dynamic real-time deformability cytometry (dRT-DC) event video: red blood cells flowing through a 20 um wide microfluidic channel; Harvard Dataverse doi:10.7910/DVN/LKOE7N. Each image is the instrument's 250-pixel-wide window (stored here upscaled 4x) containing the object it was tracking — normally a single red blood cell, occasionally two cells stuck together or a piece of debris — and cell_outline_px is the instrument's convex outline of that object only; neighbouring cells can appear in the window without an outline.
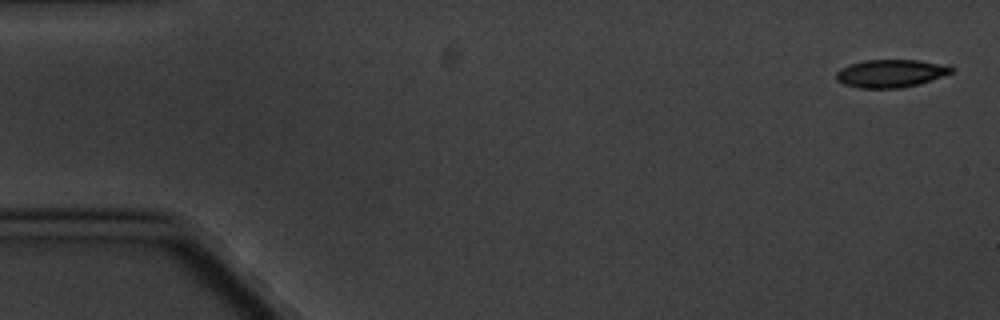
{"species": "common noctule bat (a hibernating species)", "species_latin": "Nyctalus noctula", "temperature_condition": "cold", "stored_images_in_passage": 6, "camera_frame_rate_fps": 3000, "um_per_image_px": 0.085, "animal": {"sex": "male", "body_mass_g": 20.1, "forearm_length_mm": 53.5}, "frame": {"image": 1, "passage_image": 1, "time_ms": 0.0, "image_size_px": [1000, 320], "cell_outline_px": [[952, 72], [904, 88], [860, 88], [844, 84], [836, 80], [836, 72], [840, 68], [848, 64], [864, 60], [916, 60], [936, 64], [952, 68]], "centroid_in_image_um": [75.57, 6.24], "position_along_channel_um": 9.4, "area_um2": 18.26}}
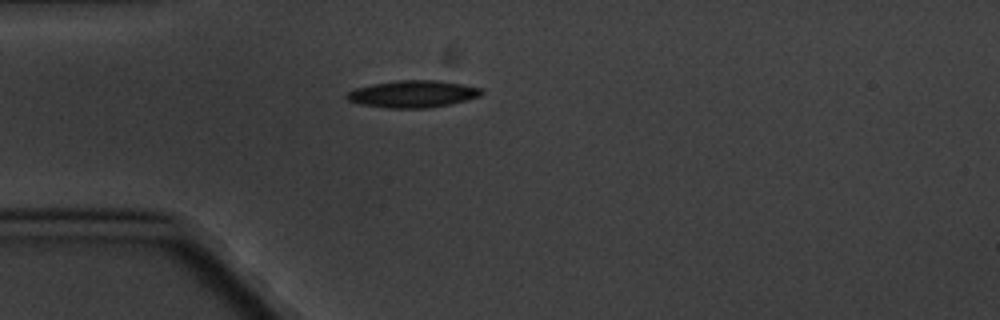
{"frame": {"image": 2, "passage_image": 5, "time_ms": 4.667, "image_size_px": [1000, 320], "cell_outline_px": [[484, 92], [480, 96], [452, 104], [432, 108], [388, 108], [360, 104], [348, 100], [344, 96], [348, 92], [356, 88], [372, 84], [396, 80], [436, 80], [460, 84], [480, 88]], "centroid_in_image_um": [35.08, 7.99], "position_along_channel_um": 49.9, "area_um2": 21.27}}